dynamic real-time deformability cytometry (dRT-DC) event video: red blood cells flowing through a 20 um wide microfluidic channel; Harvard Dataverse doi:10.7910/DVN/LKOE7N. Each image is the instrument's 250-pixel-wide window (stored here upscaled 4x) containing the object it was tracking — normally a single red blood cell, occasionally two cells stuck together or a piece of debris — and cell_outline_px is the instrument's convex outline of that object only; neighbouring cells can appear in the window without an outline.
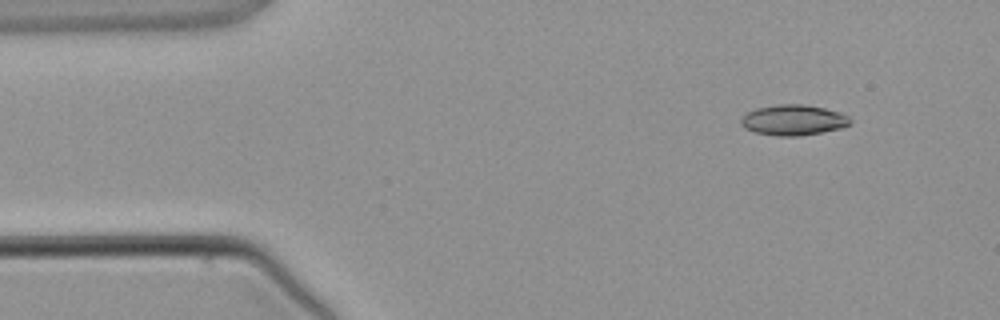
{"species": "common noctule bat (a hibernating species)", "species_latin": "Nyctalus noctula", "temperature_condition": "warm", "stored_images_in_passage": 2, "camera_frame_rate_fps": 3000, "um_per_image_px": 0.085, "animal": {"sex": "male", "body_mass_g": 21.5, "forearm_length_mm": 52.0}, "frame": {"image": 1, "passage_image": 1, "time_ms": 0.0, "image_size_px": [1000, 320], "cell_outline_px": [[852, 124], [840, 128], [800, 136], [776, 136], [756, 132], [744, 128], [740, 124], [740, 120], [748, 112], [756, 108], [776, 104], [804, 104], [824, 108], [840, 112], [848, 116], [852, 120]], "centroid_in_image_um": [67.44, 10.2], "position_along_channel_um": 17.6, "area_um2": 19.48}}